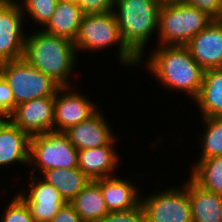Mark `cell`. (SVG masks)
I'll return each instance as SVG.
<instances>
[{
    "mask_svg": "<svg viewBox=\"0 0 222 222\" xmlns=\"http://www.w3.org/2000/svg\"><path fill=\"white\" fill-rule=\"evenodd\" d=\"M0 75L9 85L16 106L30 100L53 96L60 87L23 58L1 63Z\"/></svg>",
    "mask_w": 222,
    "mask_h": 222,
    "instance_id": "cell-6",
    "label": "cell"
},
{
    "mask_svg": "<svg viewBox=\"0 0 222 222\" xmlns=\"http://www.w3.org/2000/svg\"><path fill=\"white\" fill-rule=\"evenodd\" d=\"M188 195L193 222H221L222 195L202 188L192 178L188 180Z\"/></svg>",
    "mask_w": 222,
    "mask_h": 222,
    "instance_id": "cell-18",
    "label": "cell"
},
{
    "mask_svg": "<svg viewBox=\"0 0 222 222\" xmlns=\"http://www.w3.org/2000/svg\"><path fill=\"white\" fill-rule=\"evenodd\" d=\"M42 174L43 180L54 186L66 202L74 199L91 181L79 167L48 169Z\"/></svg>",
    "mask_w": 222,
    "mask_h": 222,
    "instance_id": "cell-21",
    "label": "cell"
},
{
    "mask_svg": "<svg viewBox=\"0 0 222 222\" xmlns=\"http://www.w3.org/2000/svg\"><path fill=\"white\" fill-rule=\"evenodd\" d=\"M119 43V44H118ZM118 44L121 64L137 65L140 60L127 48L122 40L118 23L113 11L104 14H85L82 17L74 45L76 51L102 50Z\"/></svg>",
    "mask_w": 222,
    "mask_h": 222,
    "instance_id": "cell-5",
    "label": "cell"
},
{
    "mask_svg": "<svg viewBox=\"0 0 222 222\" xmlns=\"http://www.w3.org/2000/svg\"><path fill=\"white\" fill-rule=\"evenodd\" d=\"M196 162L191 178L202 188L222 195V156L200 158Z\"/></svg>",
    "mask_w": 222,
    "mask_h": 222,
    "instance_id": "cell-23",
    "label": "cell"
},
{
    "mask_svg": "<svg viewBox=\"0 0 222 222\" xmlns=\"http://www.w3.org/2000/svg\"><path fill=\"white\" fill-rule=\"evenodd\" d=\"M163 2L164 0H114L113 13L122 40L140 61L150 35L158 29L159 11Z\"/></svg>",
    "mask_w": 222,
    "mask_h": 222,
    "instance_id": "cell-3",
    "label": "cell"
},
{
    "mask_svg": "<svg viewBox=\"0 0 222 222\" xmlns=\"http://www.w3.org/2000/svg\"><path fill=\"white\" fill-rule=\"evenodd\" d=\"M22 11L19 2L0 0V64L23 58L26 35L21 27Z\"/></svg>",
    "mask_w": 222,
    "mask_h": 222,
    "instance_id": "cell-9",
    "label": "cell"
},
{
    "mask_svg": "<svg viewBox=\"0 0 222 222\" xmlns=\"http://www.w3.org/2000/svg\"><path fill=\"white\" fill-rule=\"evenodd\" d=\"M76 2H58L53 15L42 30L74 42L83 17Z\"/></svg>",
    "mask_w": 222,
    "mask_h": 222,
    "instance_id": "cell-19",
    "label": "cell"
},
{
    "mask_svg": "<svg viewBox=\"0 0 222 222\" xmlns=\"http://www.w3.org/2000/svg\"><path fill=\"white\" fill-rule=\"evenodd\" d=\"M98 222H147L142 205L125 210L108 212Z\"/></svg>",
    "mask_w": 222,
    "mask_h": 222,
    "instance_id": "cell-27",
    "label": "cell"
},
{
    "mask_svg": "<svg viewBox=\"0 0 222 222\" xmlns=\"http://www.w3.org/2000/svg\"><path fill=\"white\" fill-rule=\"evenodd\" d=\"M203 152L201 158L222 156V116L204 117Z\"/></svg>",
    "mask_w": 222,
    "mask_h": 222,
    "instance_id": "cell-24",
    "label": "cell"
},
{
    "mask_svg": "<svg viewBox=\"0 0 222 222\" xmlns=\"http://www.w3.org/2000/svg\"><path fill=\"white\" fill-rule=\"evenodd\" d=\"M15 107L12 91L5 79L0 75V118H7Z\"/></svg>",
    "mask_w": 222,
    "mask_h": 222,
    "instance_id": "cell-30",
    "label": "cell"
},
{
    "mask_svg": "<svg viewBox=\"0 0 222 222\" xmlns=\"http://www.w3.org/2000/svg\"><path fill=\"white\" fill-rule=\"evenodd\" d=\"M69 88L71 89V86L59 87L55 93V132H65L80 122L89 119L98 111L97 107L87 97L80 95L79 92H73ZM59 93L63 94L58 96Z\"/></svg>",
    "mask_w": 222,
    "mask_h": 222,
    "instance_id": "cell-11",
    "label": "cell"
},
{
    "mask_svg": "<svg viewBox=\"0 0 222 222\" xmlns=\"http://www.w3.org/2000/svg\"><path fill=\"white\" fill-rule=\"evenodd\" d=\"M48 169L78 167V150L64 132H46L30 138L29 165Z\"/></svg>",
    "mask_w": 222,
    "mask_h": 222,
    "instance_id": "cell-7",
    "label": "cell"
},
{
    "mask_svg": "<svg viewBox=\"0 0 222 222\" xmlns=\"http://www.w3.org/2000/svg\"><path fill=\"white\" fill-rule=\"evenodd\" d=\"M206 12L214 20H222V0H180Z\"/></svg>",
    "mask_w": 222,
    "mask_h": 222,
    "instance_id": "cell-28",
    "label": "cell"
},
{
    "mask_svg": "<svg viewBox=\"0 0 222 222\" xmlns=\"http://www.w3.org/2000/svg\"><path fill=\"white\" fill-rule=\"evenodd\" d=\"M30 138L8 118H0V167L14 162L29 163Z\"/></svg>",
    "mask_w": 222,
    "mask_h": 222,
    "instance_id": "cell-15",
    "label": "cell"
},
{
    "mask_svg": "<svg viewBox=\"0 0 222 222\" xmlns=\"http://www.w3.org/2000/svg\"><path fill=\"white\" fill-rule=\"evenodd\" d=\"M214 19L180 0H164L159 11L160 45L185 46Z\"/></svg>",
    "mask_w": 222,
    "mask_h": 222,
    "instance_id": "cell-4",
    "label": "cell"
},
{
    "mask_svg": "<svg viewBox=\"0 0 222 222\" xmlns=\"http://www.w3.org/2000/svg\"><path fill=\"white\" fill-rule=\"evenodd\" d=\"M76 3L84 15L104 14L114 9V0H77Z\"/></svg>",
    "mask_w": 222,
    "mask_h": 222,
    "instance_id": "cell-29",
    "label": "cell"
},
{
    "mask_svg": "<svg viewBox=\"0 0 222 222\" xmlns=\"http://www.w3.org/2000/svg\"><path fill=\"white\" fill-rule=\"evenodd\" d=\"M185 46L204 70L222 68V20H213Z\"/></svg>",
    "mask_w": 222,
    "mask_h": 222,
    "instance_id": "cell-13",
    "label": "cell"
},
{
    "mask_svg": "<svg viewBox=\"0 0 222 222\" xmlns=\"http://www.w3.org/2000/svg\"><path fill=\"white\" fill-rule=\"evenodd\" d=\"M114 146L78 150V167L91 180L111 177L119 161Z\"/></svg>",
    "mask_w": 222,
    "mask_h": 222,
    "instance_id": "cell-17",
    "label": "cell"
},
{
    "mask_svg": "<svg viewBox=\"0 0 222 222\" xmlns=\"http://www.w3.org/2000/svg\"><path fill=\"white\" fill-rule=\"evenodd\" d=\"M25 1V2H24ZM21 7H24L31 18L45 26L53 15L58 0H24Z\"/></svg>",
    "mask_w": 222,
    "mask_h": 222,
    "instance_id": "cell-25",
    "label": "cell"
},
{
    "mask_svg": "<svg viewBox=\"0 0 222 222\" xmlns=\"http://www.w3.org/2000/svg\"><path fill=\"white\" fill-rule=\"evenodd\" d=\"M159 46L148 58V70L164 87L183 90L194 99L199 93L205 70L192 57L186 46Z\"/></svg>",
    "mask_w": 222,
    "mask_h": 222,
    "instance_id": "cell-2",
    "label": "cell"
},
{
    "mask_svg": "<svg viewBox=\"0 0 222 222\" xmlns=\"http://www.w3.org/2000/svg\"><path fill=\"white\" fill-rule=\"evenodd\" d=\"M100 111L64 133L77 150L114 145L116 137Z\"/></svg>",
    "mask_w": 222,
    "mask_h": 222,
    "instance_id": "cell-14",
    "label": "cell"
},
{
    "mask_svg": "<svg viewBox=\"0 0 222 222\" xmlns=\"http://www.w3.org/2000/svg\"><path fill=\"white\" fill-rule=\"evenodd\" d=\"M184 186V187H183ZM182 189L173 188L140 200L147 222H193L188 181ZM179 189V190H178Z\"/></svg>",
    "mask_w": 222,
    "mask_h": 222,
    "instance_id": "cell-8",
    "label": "cell"
},
{
    "mask_svg": "<svg viewBox=\"0 0 222 222\" xmlns=\"http://www.w3.org/2000/svg\"><path fill=\"white\" fill-rule=\"evenodd\" d=\"M15 196L9 202L1 222H35L25 202L18 195Z\"/></svg>",
    "mask_w": 222,
    "mask_h": 222,
    "instance_id": "cell-26",
    "label": "cell"
},
{
    "mask_svg": "<svg viewBox=\"0 0 222 222\" xmlns=\"http://www.w3.org/2000/svg\"><path fill=\"white\" fill-rule=\"evenodd\" d=\"M53 96L38 98L21 103L7 117L30 136L54 131Z\"/></svg>",
    "mask_w": 222,
    "mask_h": 222,
    "instance_id": "cell-10",
    "label": "cell"
},
{
    "mask_svg": "<svg viewBox=\"0 0 222 222\" xmlns=\"http://www.w3.org/2000/svg\"><path fill=\"white\" fill-rule=\"evenodd\" d=\"M70 203L84 222H98L108 213L96 180H91Z\"/></svg>",
    "mask_w": 222,
    "mask_h": 222,
    "instance_id": "cell-22",
    "label": "cell"
},
{
    "mask_svg": "<svg viewBox=\"0 0 222 222\" xmlns=\"http://www.w3.org/2000/svg\"><path fill=\"white\" fill-rule=\"evenodd\" d=\"M96 181L99 183L108 212L125 211L140 204L141 198L139 199L137 188L130 180L111 176Z\"/></svg>",
    "mask_w": 222,
    "mask_h": 222,
    "instance_id": "cell-16",
    "label": "cell"
},
{
    "mask_svg": "<svg viewBox=\"0 0 222 222\" xmlns=\"http://www.w3.org/2000/svg\"><path fill=\"white\" fill-rule=\"evenodd\" d=\"M76 54L74 42L44 30L25 38L23 59L60 87L72 86L68 78L74 70Z\"/></svg>",
    "mask_w": 222,
    "mask_h": 222,
    "instance_id": "cell-1",
    "label": "cell"
},
{
    "mask_svg": "<svg viewBox=\"0 0 222 222\" xmlns=\"http://www.w3.org/2000/svg\"><path fill=\"white\" fill-rule=\"evenodd\" d=\"M195 102L202 117L222 116V68L204 71L203 82Z\"/></svg>",
    "mask_w": 222,
    "mask_h": 222,
    "instance_id": "cell-20",
    "label": "cell"
},
{
    "mask_svg": "<svg viewBox=\"0 0 222 222\" xmlns=\"http://www.w3.org/2000/svg\"><path fill=\"white\" fill-rule=\"evenodd\" d=\"M219 211H220V217H221V222H222V198H221V204L219 207Z\"/></svg>",
    "mask_w": 222,
    "mask_h": 222,
    "instance_id": "cell-32",
    "label": "cell"
},
{
    "mask_svg": "<svg viewBox=\"0 0 222 222\" xmlns=\"http://www.w3.org/2000/svg\"><path fill=\"white\" fill-rule=\"evenodd\" d=\"M58 2H77V0H58Z\"/></svg>",
    "mask_w": 222,
    "mask_h": 222,
    "instance_id": "cell-33",
    "label": "cell"
},
{
    "mask_svg": "<svg viewBox=\"0 0 222 222\" xmlns=\"http://www.w3.org/2000/svg\"><path fill=\"white\" fill-rule=\"evenodd\" d=\"M32 176L29 194L19 192L18 196L28 206L35 222H50L66 201L54 186L35 174Z\"/></svg>",
    "mask_w": 222,
    "mask_h": 222,
    "instance_id": "cell-12",
    "label": "cell"
},
{
    "mask_svg": "<svg viewBox=\"0 0 222 222\" xmlns=\"http://www.w3.org/2000/svg\"><path fill=\"white\" fill-rule=\"evenodd\" d=\"M50 222H84L70 202H66Z\"/></svg>",
    "mask_w": 222,
    "mask_h": 222,
    "instance_id": "cell-31",
    "label": "cell"
}]
</instances>
